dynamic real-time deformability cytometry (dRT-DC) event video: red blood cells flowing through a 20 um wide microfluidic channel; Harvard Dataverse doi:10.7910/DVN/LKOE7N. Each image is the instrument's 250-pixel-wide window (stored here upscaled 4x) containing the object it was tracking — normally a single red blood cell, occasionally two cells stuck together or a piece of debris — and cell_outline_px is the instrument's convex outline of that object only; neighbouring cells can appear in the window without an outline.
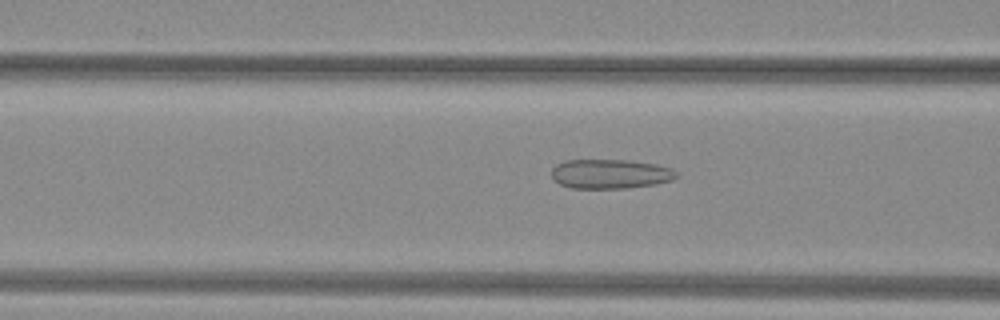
{"species": "common noctule bat (a hibernating species)", "species_latin": "Nyctalus noctula", "temperature_condition": "warm", "stored_images_in_passage": 46, "camera_frame_rate_fps": 3000, "um_per_image_px": 0.085, "animal": {"sex": "female", "body_mass_g": 29.2, "forearm_length_mm": 56.3}, "frame": {"image": 1, "passage_image": 16, "time_ms": 5.0, "image_size_px": [1000, 320], "cell_outline_px": [[680, 176], [672, 180], [656, 184], [628, 188], [572, 188], [560, 184], [552, 176], [552, 168], [556, 164], [564, 160], [628, 160], [656, 164], [672, 168]], "centroid_in_image_um": [51.91, 14.78], "position_along_channel_um": 114.7, "area_um2": 21.5}}
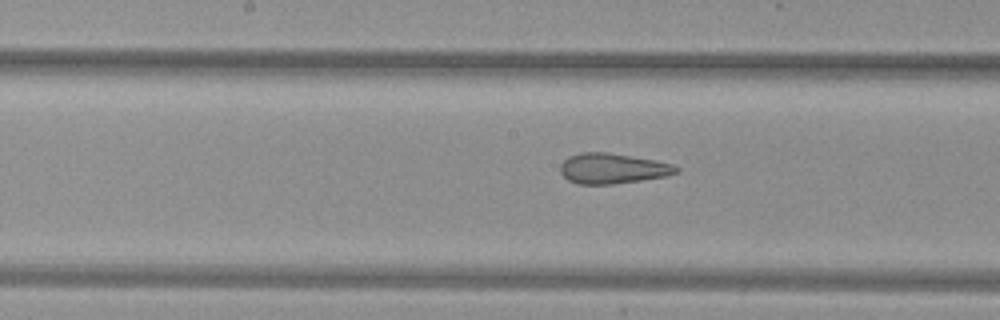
{"frame": {"image": 2, "passage_image": 22, "time_ms": 7.0, "image_size_px": [1000, 320], "cell_outline_px": [[680, 172], [668, 176], [612, 184], [576, 184], [568, 180], [560, 172], [560, 164], [568, 156], [580, 152], [608, 152], [652, 160], [672, 164], [680, 168]], "centroid_in_image_um": [52.05, 14.32], "position_along_channel_um": 196.2, "area_um2": 20.52}}
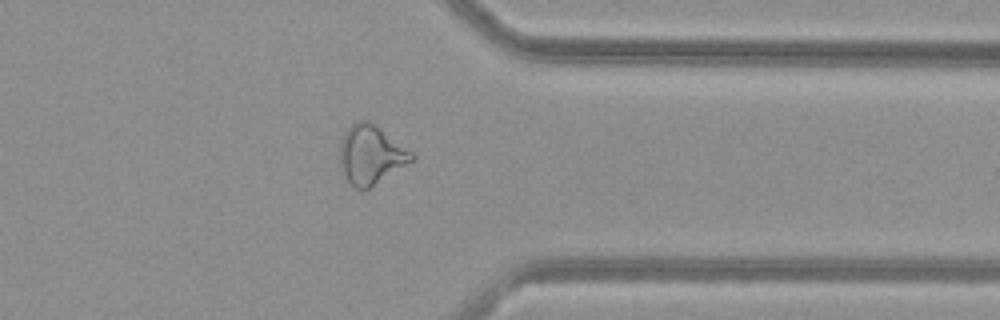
{"frame": {"image": 3, "passage_image": 36, "time_ms": 11.667, "image_size_px": [1000, 320], "cell_outline_px": [[416, 160], [368, 188], [360, 192], [348, 180], [344, 172], [340, 160], [340, 144], [348, 128], [352, 124], [360, 120], [368, 120], [380, 128], [412, 152], [416, 156]], "centroid_in_image_um": [31.56, 13.16], "position_along_channel_um": 379.8, "area_um2": 24.28}, "authors_computed_cell_mechanics": {"area_um2": 24.7095, "velocity_mm_per_s": 4.0546, "shape_relaxation_time_tau1_ms": null, "shape_relaxation_time_tau2_ms": 1.2668, "deformation_change_tau1": null, "deformation_change_tau2": 0.0886}}